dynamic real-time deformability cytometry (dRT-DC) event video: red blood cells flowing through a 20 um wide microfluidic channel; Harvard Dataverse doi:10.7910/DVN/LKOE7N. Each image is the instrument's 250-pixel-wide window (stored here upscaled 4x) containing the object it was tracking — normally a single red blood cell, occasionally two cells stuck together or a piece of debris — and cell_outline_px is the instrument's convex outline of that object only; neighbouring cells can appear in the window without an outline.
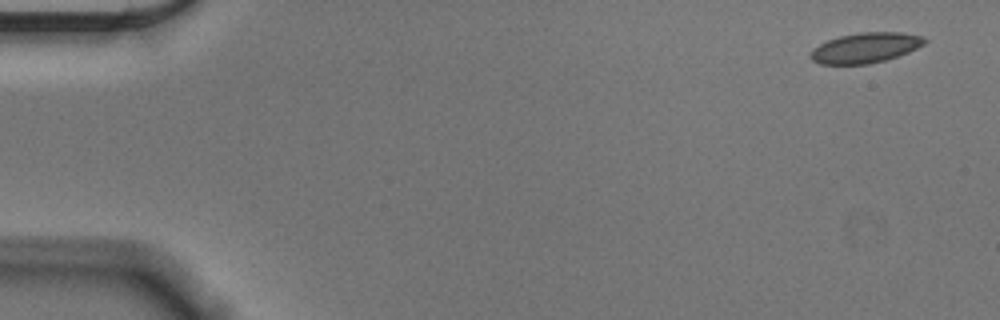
{"species": "Egyptian fruit bat (a non-hibernating species)", "species_latin": "Rousettus aegyptiacus", "temperature_condition": "cold", "stored_images_in_passage": 14, "camera_frame_rate_fps": 3000, "um_per_image_px": 0.085, "animal": {"sex": "male"}, "frame": {"image": 1, "passage_image": 1, "time_ms": 0.0, "image_size_px": [1000, 320], "cell_outline_px": [[928, 40], [924, 44], [908, 52], [884, 60], [868, 64], [820, 64], [812, 60], [808, 56], [812, 48], [828, 40], [840, 36], [860, 32], [900, 32], [924, 36]], "centroid_in_image_um": [73.54, 4.05], "position_along_channel_um": 11.5, "area_um2": 20.06}}
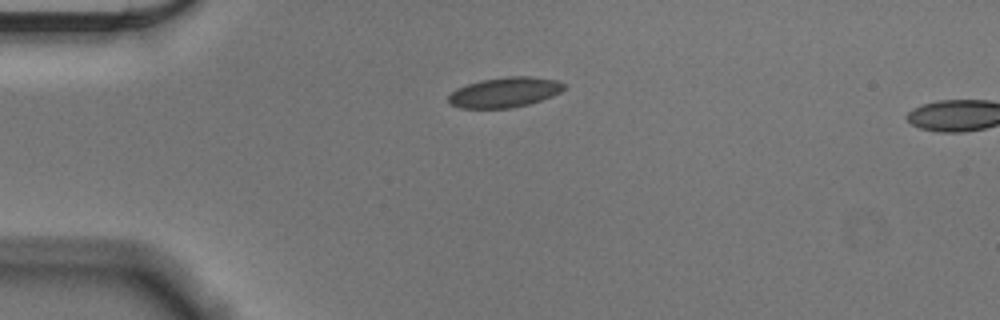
{"frame": {"image": 2, "passage_image": 12, "time_ms": 3.667, "image_size_px": [1000, 320], "cell_outline_px": [[564, 88], [560, 92], [552, 96], [528, 104], [512, 108], [460, 108], [452, 104], [448, 100], [448, 96], [456, 88], [480, 80], [508, 76], [528, 76], [556, 80], [564, 84]], "centroid_in_image_um": [42.88, 7.84], "position_along_channel_um": 42.1, "area_um2": 20.11}}